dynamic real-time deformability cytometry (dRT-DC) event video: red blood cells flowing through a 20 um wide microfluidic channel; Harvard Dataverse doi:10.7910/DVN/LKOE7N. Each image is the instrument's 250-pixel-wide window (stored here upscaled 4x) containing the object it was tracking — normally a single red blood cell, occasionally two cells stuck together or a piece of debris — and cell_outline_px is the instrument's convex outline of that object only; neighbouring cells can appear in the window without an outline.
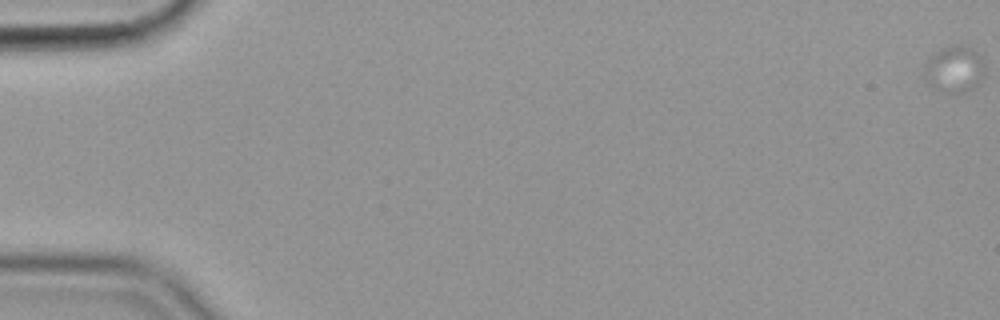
{"species": "common noctule bat (a hibernating species)", "species_latin": "Nyctalus noctula", "temperature_condition": "cold", "stored_images_in_passage": 8, "camera_frame_rate_fps": 3000, "um_per_image_px": 0.085, "animal": {"sex": "female", "body_mass_g": 19.9}, "frame": {"image": 1, "passage_image": 1, "time_ms": 0.0, "image_size_px": [1000, 320], "cell_outline_px": [[984, 76], [980, 84], [964, 96], [952, 96], [932, 88], [928, 84], [924, 76], [924, 64], [928, 60], [944, 48], [960, 44], [976, 52], [984, 68]], "centroid_in_image_um": [81.13, 6.02], "position_along_channel_um": 3.9, "area_um2": 16.76}}